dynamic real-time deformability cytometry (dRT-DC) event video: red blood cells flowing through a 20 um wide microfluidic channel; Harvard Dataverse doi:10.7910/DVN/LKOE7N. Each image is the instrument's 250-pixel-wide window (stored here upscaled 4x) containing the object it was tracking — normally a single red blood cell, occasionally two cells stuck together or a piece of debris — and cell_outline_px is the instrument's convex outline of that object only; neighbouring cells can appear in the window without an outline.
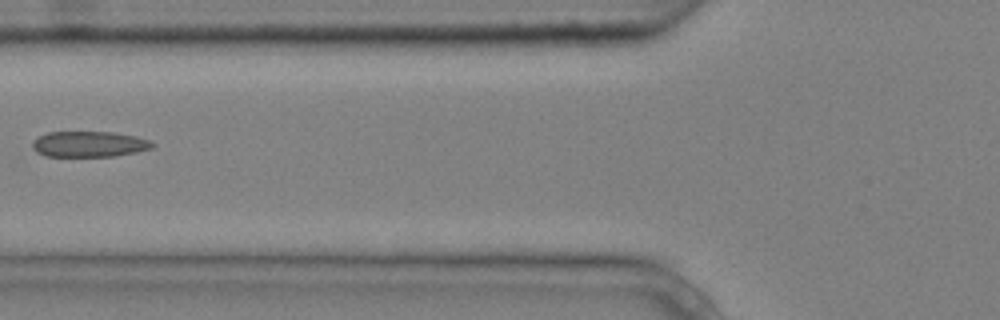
{"species": "common noctule bat (a hibernating species)", "species_latin": "Nyctalus noctula", "temperature_condition": "cold", "stored_images_in_passage": 7, "camera_frame_rate_fps": 3000, "um_per_image_px": 0.085, "animal": {"sex": "male", "body_mass_g": 20.4}, "frame": {"image": 1, "passage_image": 6, "time_ms": 1.667, "image_size_px": [1000, 320], "cell_outline_px": [[156, 144], [152, 148], [136, 152], [116, 156], [44, 156], [36, 152], [32, 148], [32, 140], [48, 132], [112, 132], [136, 136], [148, 140]], "centroid_in_image_um": [7.56, 12.25], "position_along_channel_um": 118.2, "area_um2": 18.03}}